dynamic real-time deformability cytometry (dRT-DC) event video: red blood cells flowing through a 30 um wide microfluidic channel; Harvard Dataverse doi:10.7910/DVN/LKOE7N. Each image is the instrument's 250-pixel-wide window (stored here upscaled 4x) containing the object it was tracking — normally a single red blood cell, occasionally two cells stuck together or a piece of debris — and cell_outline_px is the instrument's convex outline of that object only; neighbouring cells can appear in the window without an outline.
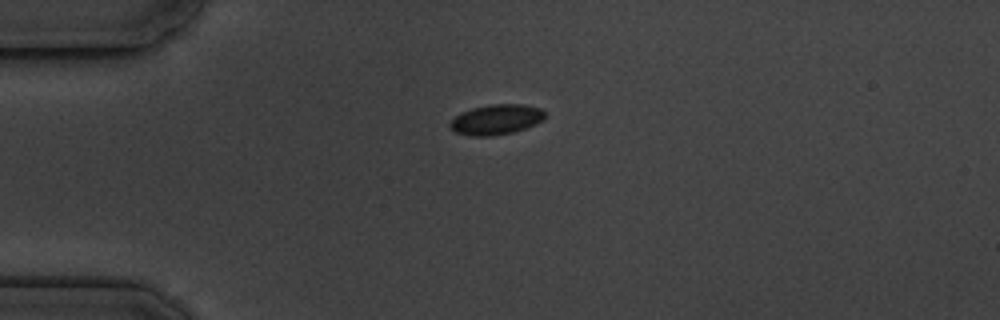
{"species": "common noctule bat (a hibernating species)", "species_latin": "Nyctalus noctula", "temperature_condition": "cold", "stored_images_in_passage": 2, "camera_frame_rate_fps": 3000, "um_per_image_px": 0.085, "animal": {"sex": "male", "body_mass_g": 19.5, "forearm_length_mm": 54.6}, "frame": {"image": 1, "passage_image": 1, "time_ms": 0.0, "image_size_px": [1000, 320], "cell_outline_px": [[544, 120], [536, 124], [512, 132], [492, 136], [468, 136], [456, 132], [448, 124], [460, 112], [472, 108], [488, 104], [524, 104], [540, 108], [544, 112]], "centroid_in_image_um": [42.17, 10.15], "position_along_channel_um": 42.8, "area_um2": 16.7}}